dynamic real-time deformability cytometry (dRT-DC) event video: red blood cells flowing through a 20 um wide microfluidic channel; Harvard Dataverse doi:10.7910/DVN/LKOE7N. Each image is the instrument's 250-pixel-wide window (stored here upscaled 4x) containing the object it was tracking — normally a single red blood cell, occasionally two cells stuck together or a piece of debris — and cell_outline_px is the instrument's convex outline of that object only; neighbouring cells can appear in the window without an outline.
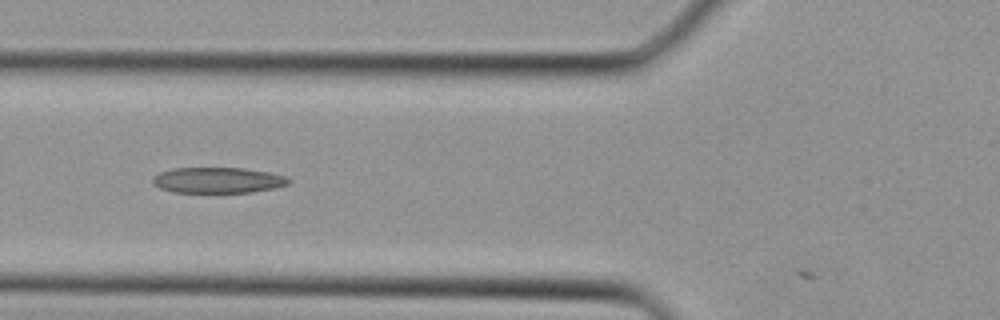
{"species": "Egyptian fruit bat (a non-hibernating species)", "species_latin": "Rousettus aegyptiacus", "temperature_condition": "cold", "stored_images_in_passage": 12, "camera_frame_rate_fps": 3000, "um_per_image_px": 0.085, "animal": {"sex": "female"}, "frame": {"image": 1, "passage_image": 10, "time_ms": 3.0, "image_size_px": [1000, 320], "cell_outline_px": [[292, 180], [288, 184], [276, 188], [252, 192], [172, 192], [160, 188], [152, 184], [152, 176], [160, 172], [172, 168], [244, 168], [268, 172], [284, 176]], "centroid_in_image_um": [18.49, 15.31], "position_along_channel_um": 107.3, "area_um2": 20.46}}